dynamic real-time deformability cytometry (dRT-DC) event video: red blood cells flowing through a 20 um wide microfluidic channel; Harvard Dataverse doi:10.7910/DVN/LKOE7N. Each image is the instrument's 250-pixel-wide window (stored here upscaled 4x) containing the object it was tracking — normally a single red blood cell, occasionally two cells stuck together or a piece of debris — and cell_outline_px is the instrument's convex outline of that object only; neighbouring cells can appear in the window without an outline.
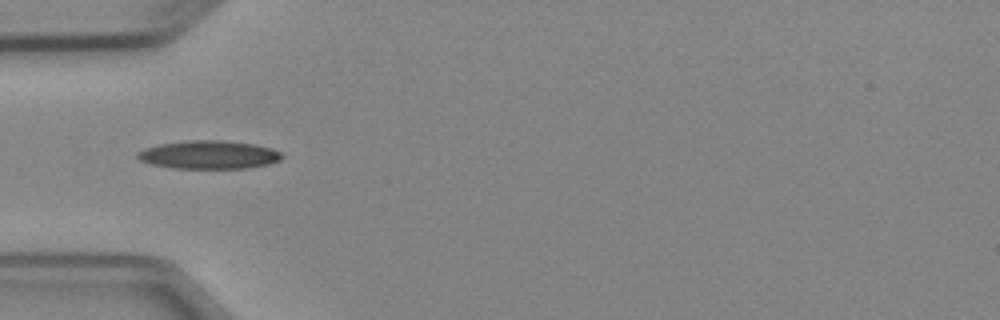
{"species": "Egyptian fruit bat (a non-hibernating species)", "species_latin": "Rousettus aegyptiacus", "temperature_condition": "cold", "stored_images_in_passage": 6, "camera_frame_rate_fps": 3000, "um_per_image_px": 0.085, "animal": {"sex": "female"}, "frame": {"image": 1, "passage_image": 4, "time_ms": 3.667, "image_size_px": [1000, 320], "cell_outline_px": [[284, 156], [280, 160], [268, 164], [248, 168], [172, 168], [152, 164], [140, 160], [136, 156], [136, 152], [144, 148], [160, 144], [188, 140], [220, 140], [256, 144], [272, 148], [280, 152]], "centroid_in_image_um": [17.76, 13.15], "position_along_channel_um": 67.2, "area_um2": 23.87}}
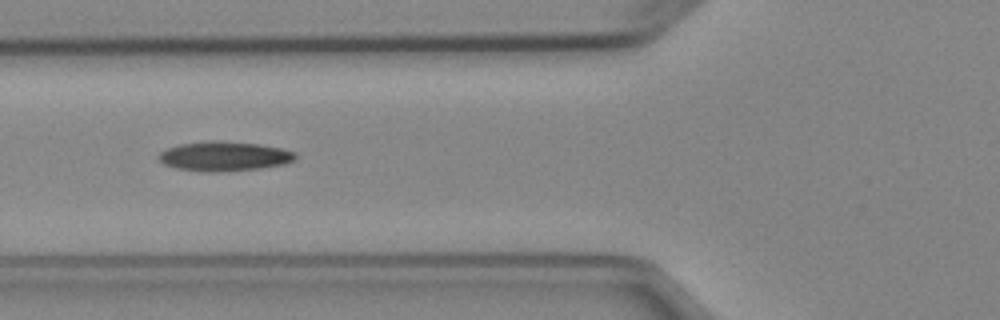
{"frame": {"image": 2, "passage_image": 5, "time_ms": 4.667, "image_size_px": [1000, 320], "cell_outline_px": [[296, 156], [292, 160], [284, 164], [260, 168], [220, 172], [204, 172], [176, 168], [164, 164], [156, 156], [160, 152], [168, 148], [180, 144], [204, 140], [216, 140], [260, 144], [280, 148], [296, 152]], "centroid_in_image_um": [19.02, 13.27], "position_along_channel_um": 106.8, "area_um2": 23.64}}